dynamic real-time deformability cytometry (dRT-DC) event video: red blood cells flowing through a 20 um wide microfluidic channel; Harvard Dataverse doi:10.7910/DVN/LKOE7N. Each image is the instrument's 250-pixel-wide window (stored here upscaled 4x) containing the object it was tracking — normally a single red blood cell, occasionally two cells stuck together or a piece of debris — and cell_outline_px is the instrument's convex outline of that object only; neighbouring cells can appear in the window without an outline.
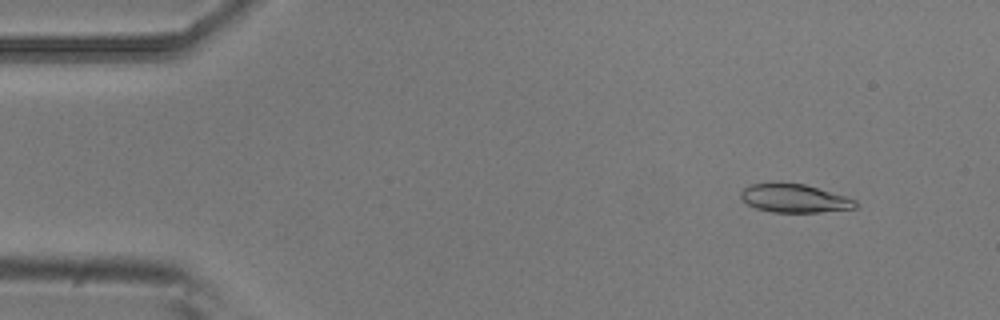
{"species": "common noctule bat (a hibernating species)", "species_latin": "Nyctalus noctula", "temperature_condition": "room temperature", "stored_images_in_passage": 5, "camera_frame_rate_fps": 3000, "um_per_image_px": 0.085, "animal": {"sex": "male", "body_mass_g": 20.5, "forearm_length_mm": 52.5}, "frame": {"image": 1, "passage_image": 2, "time_ms": 0.333, "image_size_px": [1000, 320], "cell_outline_px": [[856, 208], [820, 212], [772, 212], [756, 208], [748, 204], [740, 196], [740, 192], [744, 188], [752, 184], [780, 180], [804, 184], [848, 196], [856, 200]], "centroid_in_image_um": [67.52, 16.82], "position_along_channel_um": 17.5, "area_um2": 19.42}}
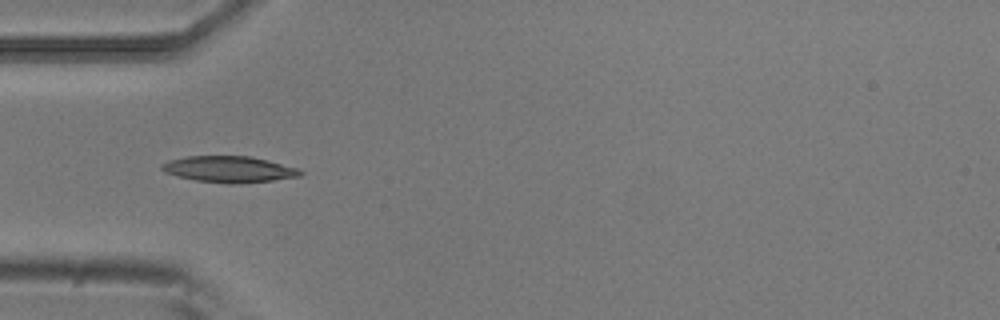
{"frame": {"image": 2, "passage_image": 5, "time_ms": 1.333, "image_size_px": [1000, 320], "cell_outline_px": [[304, 172], [300, 176], [272, 180], [232, 184], [228, 184], [196, 180], [176, 176], [164, 172], [160, 168], [160, 164], [168, 160], [188, 156], [252, 156], [300, 168]], "centroid_in_image_um": [19.46, 14.38], "position_along_channel_um": 65.5, "area_um2": 21.33}}